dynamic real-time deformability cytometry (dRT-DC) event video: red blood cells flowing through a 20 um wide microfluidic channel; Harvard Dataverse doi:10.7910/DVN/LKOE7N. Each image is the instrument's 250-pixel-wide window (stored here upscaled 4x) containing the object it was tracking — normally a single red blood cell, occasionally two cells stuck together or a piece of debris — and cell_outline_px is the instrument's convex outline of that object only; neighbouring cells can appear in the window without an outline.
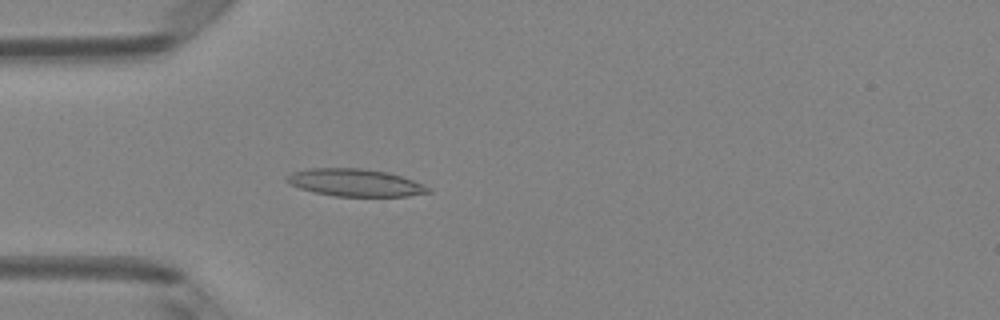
{"species": "Egyptian fruit bat (a non-hibernating species)", "species_latin": "Rousettus aegyptiacus", "temperature_condition": "room temperature", "stored_images_in_passage": 5, "camera_frame_rate_fps": 3000, "um_per_image_px": 0.085, "animal": {"sex": "female"}, "frame": {"image": 1, "passage_image": 5, "time_ms": 1.333, "image_size_px": [1000, 320], "cell_outline_px": [[432, 192], [408, 196], [336, 196], [316, 192], [300, 188], [284, 180], [284, 176], [292, 172], [308, 168], [360, 168], [388, 172], [424, 184], [432, 188]], "centroid_in_image_um": [30.2, 15.52], "position_along_channel_um": 54.8, "area_um2": 22.6}}